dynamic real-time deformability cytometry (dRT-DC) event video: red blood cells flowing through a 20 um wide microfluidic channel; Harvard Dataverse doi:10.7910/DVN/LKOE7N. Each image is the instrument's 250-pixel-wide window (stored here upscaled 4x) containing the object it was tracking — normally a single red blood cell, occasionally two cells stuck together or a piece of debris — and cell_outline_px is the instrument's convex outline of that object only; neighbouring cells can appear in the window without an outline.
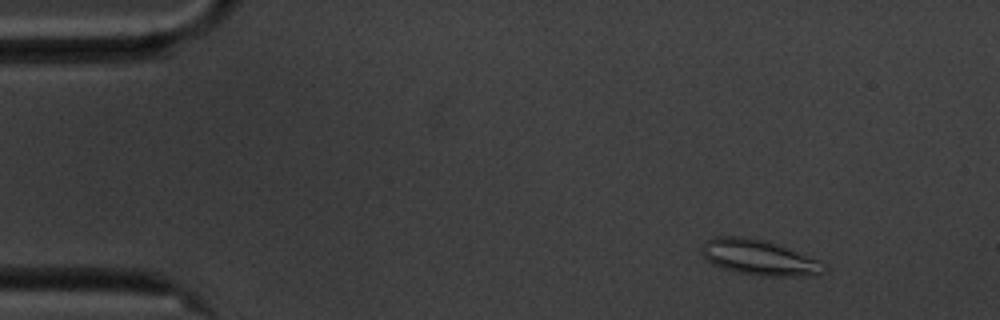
{"species": "common noctule bat (a hibernating species)", "species_latin": "Nyctalus noctula", "temperature_condition": "cold", "stored_images_in_passage": 53, "camera_frame_rate_fps": 3000, "um_per_image_px": 0.085, "animal": {"sex": "male", "body_mass_g": 20.1, "forearm_length_mm": 53.5}, "frame": {"image": 1, "passage_image": 2, "time_ms": 0.333, "image_size_px": [1000, 320], "cell_outline_px": [[828, 268], [824, 272], [812, 276], [760, 276], [740, 272], [724, 268], [712, 264], [700, 252], [704, 240], [716, 236], [740, 236], [764, 240], [776, 244], [820, 260], [828, 264]], "centroid_in_image_um": [64.55, 21.89], "position_along_channel_um": 20.4, "area_um2": 25.32}}
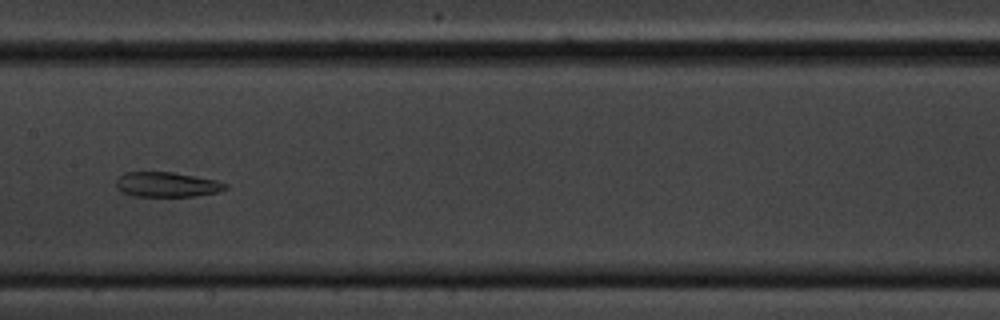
{"frame": {"image": 2, "passage_image": 24, "time_ms": 7.667, "image_size_px": [1000, 320], "cell_outline_px": [[228, 188], [216, 192], [196, 196], [136, 196], [120, 192], [116, 184], [116, 180], [124, 172], [172, 172], [216, 180], [228, 184]], "centroid_in_image_um": [14.18, 15.68], "position_along_channel_um": 193.2, "area_um2": 15.78}}
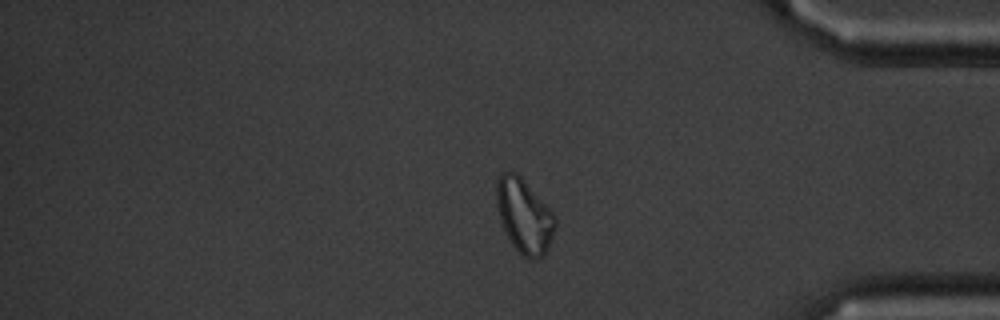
{"frame": {"image": 3, "passage_image": 43, "time_ms": 14.0, "image_size_px": [1000, 320], "cell_outline_px": [[556, 224], [548, 248], [544, 256], [532, 260], [524, 256], [512, 244], [500, 220], [496, 200], [496, 180], [500, 172], [516, 172], [520, 176], [556, 216]], "centroid_in_image_um": [44.55, 18.34], "position_along_channel_um": 390.7, "area_um2": 25.09}, "authors_computed_cell_mechanics": {"area_um2": 21.0392, "velocity_mm_per_s": 3.4771, "shape_relaxation_time_tau1_ms": null, "shape_relaxation_time_tau2_ms": 4.7505, "deformation_change_tau1": null, "deformation_change_tau2": 0.1063}}